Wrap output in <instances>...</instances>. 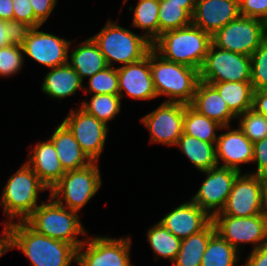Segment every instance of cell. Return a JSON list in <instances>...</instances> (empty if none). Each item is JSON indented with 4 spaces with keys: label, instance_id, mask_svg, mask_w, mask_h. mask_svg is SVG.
Here are the masks:
<instances>
[{
    "label": "cell",
    "instance_id": "cell-37",
    "mask_svg": "<svg viewBox=\"0 0 267 266\" xmlns=\"http://www.w3.org/2000/svg\"><path fill=\"white\" fill-rule=\"evenodd\" d=\"M23 47L19 39L0 48V77H10L18 73L23 66Z\"/></svg>",
    "mask_w": 267,
    "mask_h": 266
},
{
    "label": "cell",
    "instance_id": "cell-6",
    "mask_svg": "<svg viewBox=\"0 0 267 266\" xmlns=\"http://www.w3.org/2000/svg\"><path fill=\"white\" fill-rule=\"evenodd\" d=\"M48 188L40 181L38 175L25 162L7 181L0 204L4 208L9 222L18 216L24 221L39 205L38 194Z\"/></svg>",
    "mask_w": 267,
    "mask_h": 266
},
{
    "label": "cell",
    "instance_id": "cell-3",
    "mask_svg": "<svg viewBox=\"0 0 267 266\" xmlns=\"http://www.w3.org/2000/svg\"><path fill=\"white\" fill-rule=\"evenodd\" d=\"M150 69L157 97L165 95L171 99L164 102L191 104L200 81L199 70L168 61L153 48L150 50Z\"/></svg>",
    "mask_w": 267,
    "mask_h": 266
},
{
    "label": "cell",
    "instance_id": "cell-15",
    "mask_svg": "<svg viewBox=\"0 0 267 266\" xmlns=\"http://www.w3.org/2000/svg\"><path fill=\"white\" fill-rule=\"evenodd\" d=\"M63 123L71 131L88 158L98 162L107 138L108 125L81 108L77 111L71 110Z\"/></svg>",
    "mask_w": 267,
    "mask_h": 266
},
{
    "label": "cell",
    "instance_id": "cell-34",
    "mask_svg": "<svg viewBox=\"0 0 267 266\" xmlns=\"http://www.w3.org/2000/svg\"><path fill=\"white\" fill-rule=\"evenodd\" d=\"M159 36L166 31L184 28L192 24V16L181 5L159 2Z\"/></svg>",
    "mask_w": 267,
    "mask_h": 266
},
{
    "label": "cell",
    "instance_id": "cell-18",
    "mask_svg": "<svg viewBox=\"0 0 267 266\" xmlns=\"http://www.w3.org/2000/svg\"><path fill=\"white\" fill-rule=\"evenodd\" d=\"M239 16V0H196L192 24L212 36Z\"/></svg>",
    "mask_w": 267,
    "mask_h": 266
},
{
    "label": "cell",
    "instance_id": "cell-44",
    "mask_svg": "<svg viewBox=\"0 0 267 266\" xmlns=\"http://www.w3.org/2000/svg\"><path fill=\"white\" fill-rule=\"evenodd\" d=\"M245 266H267V243L251 251Z\"/></svg>",
    "mask_w": 267,
    "mask_h": 266
},
{
    "label": "cell",
    "instance_id": "cell-10",
    "mask_svg": "<svg viewBox=\"0 0 267 266\" xmlns=\"http://www.w3.org/2000/svg\"><path fill=\"white\" fill-rule=\"evenodd\" d=\"M265 212L264 182L262 176L239 174L226 204L214 216L250 217Z\"/></svg>",
    "mask_w": 267,
    "mask_h": 266
},
{
    "label": "cell",
    "instance_id": "cell-9",
    "mask_svg": "<svg viewBox=\"0 0 267 266\" xmlns=\"http://www.w3.org/2000/svg\"><path fill=\"white\" fill-rule=\"evenodd\" d=\"M199 78L203 82L251 81V57L211 43L199 70Z\"/></svg>",
    "mask_w": 267,
    "mask_h": 266
},
{
    "label": "cell",
    "instance_id": "cell-40",
    "mask_svg": "<svg viewBox=\"0 0 267 266\" xmlns=\"http://www.w3.org/2000/svg\"><path fill=\"white\" fill-rule=\"evenodd\" d=\"M241 16L267 22V0H239Z\"/></svg>",
    "mask_w": 267,
    "mask_h": 266
},
{
    "label": "cell",
    "instance_id": "cell-41",
    "mask_svg": "<svg viewBox=\"0 0 267 266\" xmlns=\"http://www.w3.org/2000/svg\"><path fill=\"white\" fill-rule=\"evenodd\" d=\"M252 162L257 164V171L251 174L258 176L267 175V136L253 143Z\"/></svg>",
    "mask_w": 267,
    "mask_h": 266
},
{
    "label": "cell",
    "instance_id": "cell-23",
    "mask_svg": "<svg viewBox=\"0 0 267 266\" xmlns=\"http://www.w3.org/2000/svg\"><path fill=\"white\" fill-rule=\"evenodd\" d=\"M50 139L65 172L83 168L92 162L63 122L56 128Z\"/></svg>",
    "mask_w": 267,
    "mask_h": 266
},
{
    "label": "cell",
    "instance_id": "cell-29",
    "mask_svg": "<svg viewBox=\"0 0 267 266\" xmlns=\"http://www.w3.org/2000/svg\"><path fill=\"white\" fill-rule=\"evenodd\" d=\"M229 129V126H222L215 120L199 114L190 105H185L183 133L198 138L208 143H217L218 136L216 129Z\"/></svg>",
    "mask_w": 267,
    "mask_h": 266
},
{
    "label": "cell",
    "instance_id": "cell-27",
    "mask_svg": "<svg viewBox=\"0 0 267 266\" xmlns=\"http://www.w3.org/2000/svg\"><path fill=\"white\" fill-rule=\"evenodd\" d=\"M216 232L213 222L204 230L181 239L180 249L172 266H201L208 241Z\"/></svg>",
    "mask_w": 267,
    "mask_h": 266
},
{
    "label": "cell",
    "instance_id": "cell-17",
    "mask_svg": "<svg viewBox=\"0 0 267 266\" xmlns=\"http://www.w3.org/2000/svg\"><path fill=\"white\" fill-rule=\"evenodd\" d=\"M117 72L121 98L123 91L132 99L150 100L157 97L150 69V51L140 61L117 68Z\"/></svg>",
    "mask_w": 267,
    "mask_h": 266
},
{
    "label": "cell",
    "instance_id": "cell-46",
    "mask_svg": "<svg viewBox=\"0 0 267 266\" xmlns=\"http://www.w3.org/2000/svg\"><path fill=\"white\" fill-rule=\"evenodd\" d=\"M0 19L13 24L12 0H0Z\"/></svg>",
    "mask_w": 267,
    "mask_h": 266
},
{
    "label": "cell",
    "instance_id": "cell-21",
    "mask_svg": "<svg viewBox=\"0 0 267 266\" xmlns=\"http://www.w3.org/2000/svg\"><path fill=\"white\" fill-rule=\"evenodd\" d=\"M26 162L50 190L65 174L51 139L35 145Z\"/></svg>",
    "mask_w": 267,
    "mask_h": 266
},
{
    "label": "cell",
    "instance_id": "cell-39",
    "mask_svg": "<svg viewBox=\"0 0 267 266\" xmlns=\"http://www.w3.org/2000/svg\"><path fill=\"white\" fill-rule=\"evenodd\" d=\"M12 4L13 25L18 30L42 26L34 16L30 0H12Z\"/></svg>",
    "mask_w": 267,
    "mask_h": 266
},
{
    "label": "cell",
    "instance_id": "cell-12",
    "mask_svg": "<svg viewBox=\"0 0 267 266\" xmlns=\"http://www.w3.org/2000/svg\"><path fill=\"white\" fill-rule=\"evenodd\" d=\"M131 240L126 238L91 237L77 249L78 266H131ZM86 246V250L83 251Z\"/></svg>",
    "mask_w": 267,
    "mask_h": 266
},
{
    "label": "cell",
    "instance_id": "cell-31",
    "mask_svg": "<svg viewBox=\"0 0 267 266\" xmlns=\"http://www.w3.org/2000/svg\"><path fill=\"white\" fill-rule=\"evenodd\" d=\"M147 241L154 251L156 260L158 256L174 262L180 249L181 239L176 237L159 222L147 232Z\"/></svg>",
    "mask_w": 267,
    "mask_h": 266
},
{
    "label": "cell",
    "instance_id": "cell-36",
    "mask_svg": "<svg viewBox=\"0 0 267 266\" xmlns=\"http://www.w3.org/2000/svg\"><path fill=\"white\" fill-rule=\"evenodd\" d=\"M240 118L239 128L244 135L252 142L262 140L267 136V117L257 113L254 109L247 110Z\"/></svg>",
    "mask_w": 267,
    "mask_h": 266
},
{
    "label": "cell",
    "instance_id": "cell-28",
    "mask_svg": "<svg viewBox=\"0 0 267 266\" xmlns=\"http://www.w3.org/2000/svg\"><path fill=\"white\" fill-rule=\"evenodd\" d=\"M192 164L201 172L218 165L216 160V144L182 134L176 144Z\"/></svg>",
    "mask_w": 267,
    "mask_h": 266
},
{
    "label": "cell",
    "instance_id": "cell-50",
    "mask_svg": "<svg viewBox=\"0 0 267 266\" xmlns=\"http://www.w3.org/2000/svg\"><path fill=\"white\" fill-rule=\"evenodd\" d=\"M127 0H124V4H125V2H126ZM150 1H154V2H161L162 0H150Z\"/></svg>",
    "mask_w": 267,
    "mask_h": 266
},
{
    "label": "cell",
    "instance_id": "cell-45",
    "mask_svg": "<svg viewBox=\"0 0 267 266\" xmlns=\"http://www.w3.org/2000/svg\"><path fill=\"white\" fill-rule=\"evenodd\" d=\"M257 113L267 117V90L253 92V107Z\"/></svg>",
    "mask_w": 267,
    "mask_h": 266
},
{
    "label": "cell",
    "instance_id": "cell-43",
    "mask_svg": "<svg viewBox=\"0 0 267 266\" xmlns=\"http://www.w3.org/2000/svg\"><path fill=\"white\" fill-rule=\"evenodd\" d=\"M19 30L10 22L0 19V48L10 45L18 39Z\"/></svg>",
    "mask_w": 267,
    "mask_h": 266
},
{
    "label": "cell",
    "instance_id": "cell-33",
    "mask_svg": "<svg viewBox=\"0 0 267 266\" xmlns=\"http://www.w3.org/2000/svg\"><path fill=\"white\" fill-rule=\"evenodd\" d=\"M120 99L119 95L93 94L90 103L84 101L81 109L107 125V121L112 120L120 112Z\"/></svg>",
    "mask_w": 267,
    "mask_h": 266
},
{
    "label": "cell",
    "instance_id": "cell-38",
    "mask_svg": "<svg viewBox=\"0 0 267 266\" xmlns=\"http://www.w3.org/2000/svg\"><path fill=\"white\" fill-rule=\"evenodd\" d=\"M250 57L253 90H267V38Z\"/></svg>",
    "mask_w": 267,
    "mask_h": 266
},
{
    "label": "cell",
    "instance_id": "cell-32",
    "mask_svg": "<svg viewBox=\"0 0 267 266\" xmlns=\"http://www.w3.org/2000/svg\"><path fill=\"white\" fill-rule=\"evenodd\" d=\"M159 2L139 0L134 10L133 26L145 30V37L153 43L159 37Z\"/></svg>",
    "mask_w": 267,
    "mask_h": 266
},
{
    "label": "cell",
    "instance_id": "cell-8",
    "mask_svg": "<svg viewBox=\"0 0 267 266\" xmlns=\"http://www.w3.org/2000/svg\"><path fill=\"white\" fill-rule=\"evenodd\" d=\"M266 38L265 22L240 15L212 35V43L218 48L251 56Z\"/></svg>",
    "mask_w": 267,
    "mask_h": 266
},
{
    "label": "cell",
    "instance_id": "cell-7",
    "mask_svg": "<svg viewBox=\"0 0 267 266\" xmlns=\"http://www.w3.org/2000/svg\"><path fill=\"white\" fill-rule=\"evenodd\" d=\"M101 184L100 169L97 162L92 161L83 168L65 172L50 189V196L60 205L78 212L97 193Z\"/></svg>",
    "mask_w": 267,
    "mask_h": 266
},
{
    "label": "cell",
    "instance_id": "cell-22",
    "mask_svg": "<svg viewBox=\"0 0 267 266\" xmlns=\"http://www.w3.org/2000/svg\"><path fill=\"white\" fill-rule=\"evenodd\" d=\"M190 106L199 114L215 120L222 126H229L237 118L228 108L218 91L208 83L199 81Z\"/></svg>",
    "mask_w": 267,
    "mask_h": 266
},
{
    "label": "cell",
    "instance_id": "cell-42",
    "mask_svg": "<svg viewBox=\"0 0 267 266\" xmlns=\"http://www.w3.org/2000/svg\"><path fill=\"white\" fill-rule=\"evenodd\" d=\"M35 18L43 25L49 18L57 0H30Z\"/></svg>",
    "mask_w": 267,
    "mask_h": 266
},
{
    "label": "cell",
    "instance_id": "cell-4",
    "mask_svg": "<svg viewBox=\"0 0 267 266\" xmlns=\"http://www.w3.org/2000/svg\"><path fill=\"white\" fill-rule=\"evenodd\" d=\"M24 221L36 232L70 243L76 249L84 243L77 238L86 235L78 212L60 205L51 196L48 203L42 202Z\"/></svg>",
    "mask_w": 267,
    "mask_h": 266
},
{
    "label": "cell",
    "instance_id": "cell-16",
    "mask_svg": "<svg viewBox=\"0 0 267 266\" xmlns=\"http://www.w3.org/2000/svg\"><path fill=\"white\" fill-rule=\"evenodd\" d=\"M185 104L163 102L158 108L142 117L150 131L151 142L176 145L183 134Z\"/></svg>",
    "mask_w": 267,
    "mask_h": 266
},
{
    "label": "cell",
    "instance_id": "cell-26",
    "mask_svg": "<svg viewBox=\"0 0 267 266\" xmlns=\"http://www.w3.org/2000/svg\"><path fill=\"white\" fill-rule=\"evenodd\" d=\"M205 83L211 84L218 91L236 117L252 109L254 90L251 81Z\"/></svg>",
    "mask_w": 267,
    "mask_h": 266
},
{
    "label": "cell",
    "instance_id": "cell-11",
    "mask_svg": "<svg viewBox=\"0 0 267 266\" xmlns=\"http://www.w3.org/2000/svg\"><path fill=\"white\" fill-rule=\"evenodd\" d=\"M39 28L40 26L19 30L18 39L24 53L48 68L67 64L71 41L38 31Z\"/></svg>",
    "mask_w": 267,
    "mask_h": 266
},
{
    "label": "cell",
    "instance_id": "cell-13",
    "mask_svg": "<svg viewBox=\"0 0 267 266\" xmlns=\"http://www.w3.org/2000/svg\"><path fill=\"white\" fill-rule=\"evenodd\" d=\"M216 232L239 251L240 243H252L256 250L267 243V214L250 217L213 216Z\"/></svg>",
    "mask_w": 267,
    "mask_h": 266
},
{
    "label": "cell",
    "instance_id": "cell-47",
    "mask_svg": "<svg viewBox=\"0 0 267 266\" xmlns=\"http://www.w3.org/2000/svg\"><path fill=\"white\" fill-rule=\"evenodd\" d=\"M4 230H3V236L0 237V257L5 254L9 250V225L8 223L4 222Z\"/></svg>",
    "mask_w": 267,
    "mask_h": 266
},
{
    "label": "cell",
    "instance_id": "cell-30",
    "mask_svg": "<svg viewBox=\"0 0 267 266\" xmlns=\"http://www.w3.org/2000/svg\"><path fill=\"white\" fill-rule=\"evenodd\" d=\"M239 251L215 232L208 241L201 266H236Z\"/></svg>",
    "mask_w": 267,
    "mask_h": 266
},
{
    "label": "cell",
    "instance_id": "cell-48",
    "mask_svg": "<svg viewBox=\"0 0 267 266\" xmlns=\"http://www.w3.org/2000/svg\"><path fill=\"white\" fill-rule=\"evenodd\" d=\"M196 0H167V4L181 5L191 16L195 10Z\"/></svg>",
    "mask_w": 267,
    "mask_h": 266
},
{
    "label": "cell",
    "instance_id": "cell-2",
    "mask_svg": "<svg viewBox=\"0 0 267 266\" xmlns=\"http://www.w3.org/2000/svg\"><path fill=\"white\" fill-rule=\"evenodd\" d=\"M211 43L209 33L191 24L164 32L152 43V48L168 61L200 70Z\"/></svg>",
    "mask_w": 267,
    "mask_h": 266
},
{
    "label": "cell",
    "instance_id": "cell-35",
    "mask_svg": "<svg viewBox=\"0 0 267 266\" xmlns=\"http://www.w3.org/2000/svg\"><path fill=\"white\" fill-rule=\"evenodd\" d=\"M113 67L108 66L89 77V90L86 89V93L119 95L118 72Z\"/></svg>",
    "mask_w": 267,
    "mask_h": 266
},
{
    "label": "cell",
    "instance_id": "cell-5",
    "mask_svg": "<svg viewBox=\"0 0 267 266\" xmlns=\"http://www.w3.org/2000/svg\"><path fill=\"white\" fill-rule=\"evenodd\" d=\"M91 38L110 67L113 61L122 63L123 66L140 61L152 49V43L145 35H136L112 21H108L104 28Z\"/></svg>",
    "mask_w": 267,
    "mask_h": 266
},
{
    "label": "cell",
    "instance_id": "cell-1",
    "mask_svg": "<svg viewBox=\"0 0 267 266\" xmlns=\"http://www.w3.org/2000/svg\"><path fill=\"white\" fill-rule=\"evenodd\" d=\"M9 250L15 247L32 266H70L77 260V249L70 243L36 232L25 221L8 223Z\"/></svg>",
    "mask_w": 267,
    "mask_h": 266
},
{
    "label": "cell",
    "instance_id": "cell-24",
    "mask_svg": "<svg viewBox=\"0 0 267 266\" xmlns=\"http://www.w3.org/2000/svg\"><path fill=\"white\" fill-rule=\"evenodd\" d=\"M82 84L79 74L67 63L51 68L44 78L42 91L49 97L62 100L78 89H86Z\"/></svg>",
    "mask_w": 267,
    "mask_h": 266
},
{
    "label": "cell",
    "instance_id": "cell-49",
    "mask_svg": "<svg viewBox=\"0 0 267 266\" xmlns=\"http://www.w3.org/2000/svg\"><path fill=\"white\" fill-rule=\"evenodd\" d=\"M264 182L265 212L267 213V175L262 176Z\"/></svg>",
    "mask_w": 267,
    "mask_h": 266
},
{
    "label": "cell",
    "instance_id": "cell-14",
    "mask_svg": "<svg viewBox=\"0 0 267 266\" xmlns=\"http://www.w3.org/2000/svg\"><path fill=\"white\" fill-rule=\"evenodd\" d=\"M203 173L207 177L191 200L213 217L223 209L236 177L242 172L216 165Z\"/></svg>",
    "mask_w": 267,
    "mask_h": 266
},
{
    "label": "cell",
    "instance_id": "cell-25",
    "mask_svg": "<svg viewBox=\"0 0 267 266\" xmlns=\"http://www.w3.org/2000/svg\"><path fill=\"white\" fill-rule=\"evenodd\" d=\"M69 57L68 64L79 74L82 81L84 77L89 78L108 67L104 55L92 38L79 43Z\"/></svg>",
    "mask_w": 267,
    "mask_h": 266
},
{
    "label": "cell",
    "instance_id": "cell-20",
    "mask_svg": "<svg viewBox=\"0 0 267 266\" xmlns=\"http://www.w3.org/2000/svg\"><path fill=\"white\" fill-rule=\"evenodd\" d=\"M222 165L241 172L240 164L251 163L253 160V143L237 129L220 134L216 143V160Z\"/></svg>",
    "mask_w": 267,
    "mask_h": 266
},
{
    "label": "cell",
    "instance_id": "cell-19",
    "mask_svg": "<svg viewBox=\"0 0 267 266\" xmlns=\"http://www.w3.org/2000/svg\"><path fill=\"white\" fill-rule=\"evenodd\" d=\"M212 222V217L191 199L180 204L159 221L180 239L204 230Z\"/></svg>",
    "mask_w": 267,
    "mask_h": 266
}]
</instances>
